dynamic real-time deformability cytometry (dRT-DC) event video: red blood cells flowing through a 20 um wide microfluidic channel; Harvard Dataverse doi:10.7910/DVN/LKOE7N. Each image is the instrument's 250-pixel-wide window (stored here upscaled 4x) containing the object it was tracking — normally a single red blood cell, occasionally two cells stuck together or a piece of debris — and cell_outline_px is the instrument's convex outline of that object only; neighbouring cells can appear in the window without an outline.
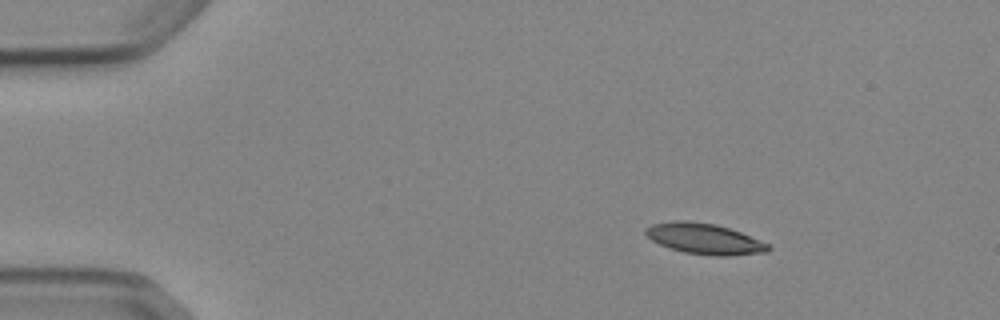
{"species": "Egyptian fruit bat (a non-hibernating species)", "species_latin": "Rousettus aegyptiacus", "temperature_condition": "cold", "stored_images_in_passage": 4, "camera_frame_rate_fps": 3000, "um_per_image_px": 0.085, "animal": {"sex": "female"}, "frame": {"image": 1, "passage_image": 1, "time_ms": 0.0, "image_size_px": [1000, 320], "cell_outline_px": [[772, 248], [768, 252], [732, 256], [716, 256], [684, 252], [668, 248], [652, 240], [644, 232], [644, 228], [652, 224], [676, 220], [684, 220], [716, 224], [740, 232], [768, 244]], "centroid_in_image_um": [59.87, 20.3], "position_along_channel_um": 25.1, "area_um2": 21.96}}
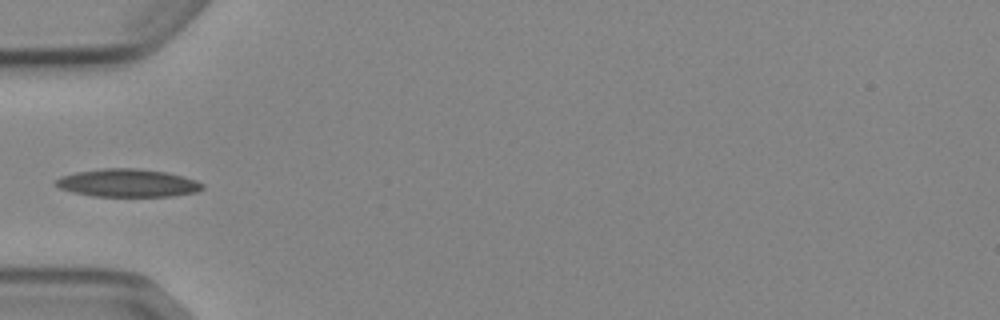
{"frame": {"image": 2, "passage_image": 4, "time_ms": 3.333, "image_size_px": [1000, 320], "cell_outline_px": [[204, 188], [196, 192], [172, 196], [92, 196], [72, 192], [60, 188], [56, 184], [56, 180], [60, 176], [76, 172], [104, 168], [140, 168], [168, 172], [184, 176], [196, 180], [204, 184]], "centroid_in_image_um": [10.89, 15.55], "position_along_channel_um": 74.1, "area_um2": 23.99}}